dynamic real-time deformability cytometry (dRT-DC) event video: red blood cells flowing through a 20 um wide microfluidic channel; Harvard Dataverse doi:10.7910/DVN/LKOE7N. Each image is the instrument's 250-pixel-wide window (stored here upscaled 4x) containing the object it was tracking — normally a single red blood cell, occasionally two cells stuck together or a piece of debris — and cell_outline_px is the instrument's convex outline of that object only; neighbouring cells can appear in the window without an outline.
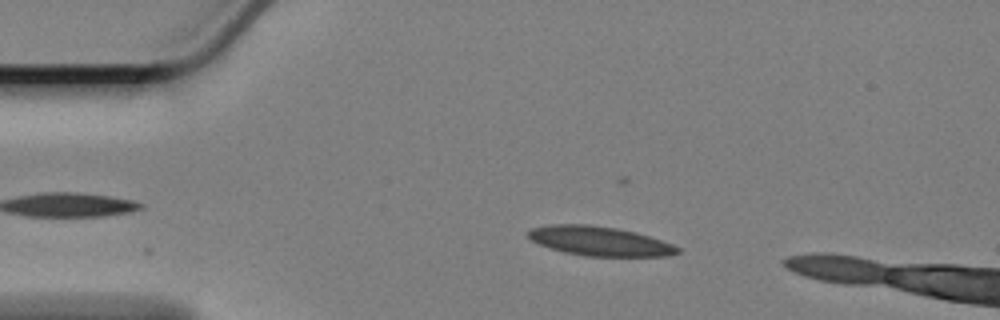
{"species": "Egyptian fruit bat (a non-hibernating species)", "species_latin": "Rousettus aegyptiacus", "temperature_condition": "cold", "stored_images_in_passage": 8, "camera_frame_rate_fps": 3000, "um_per_image_px": 0.085, "animal": {"sex": "female"}, "frame": {"image": 1, "passage_image": 1, "time_ms": 0.0, "image_size_px": [1000, 320], "cell_outline_px": [[680, 252], [664, 256], [588, 256], [564, 252], [540, 244], [532, 240], [528, 236], [528, 232], [532, 228], [552, 224], [588, 224], [616, 228], [636, 232], [672, 244], [680, 248]], "centroid_in_image_um": [50.97, 20.49], "position_along_channel_um": 34.0, "area_um2": 25.2}}
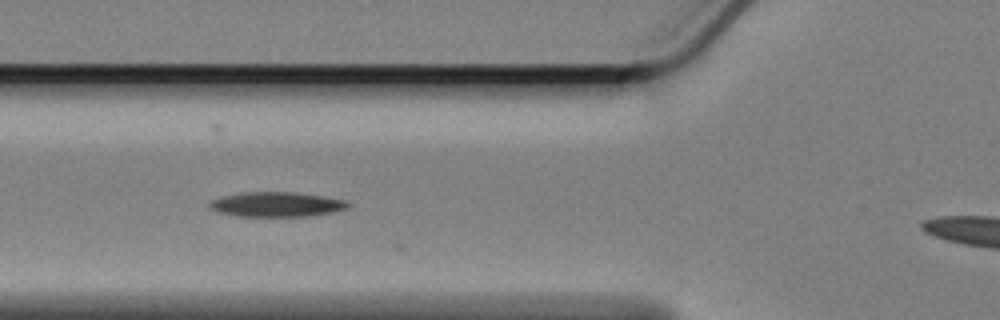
{"frame": {"image": 2, "passage_image": 3, "time_ms": 0.667, "image_size_px": [1000, 320], "cell_outline_px": [[352, 204], [348, 208], [332, 212], [308, 216], [236, 216], [216, 212], [208, 204], [212, 200], [224, 196], [240, 192], [296, 192], [324, 196], [344, 200]], "centroid_in_image_um": [23.52, 17.37], "position_along_channel_um": 102.3, "area_um2": 20.0}}
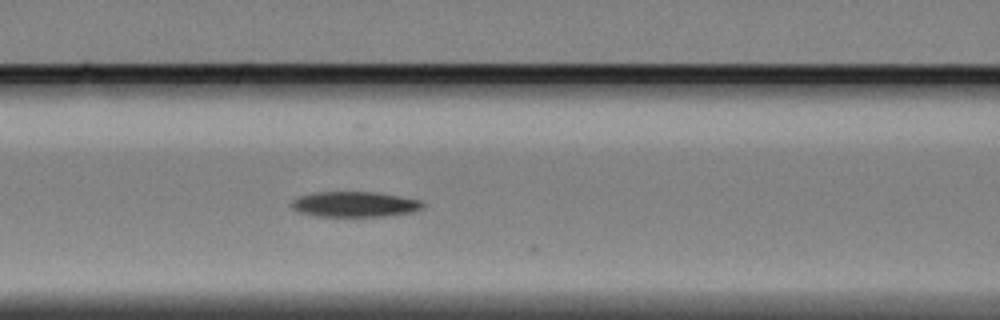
{"frame": {"image": 3, "passage_image": 6, "time_ms": 1.667, "image_size_px": [1000, 320], "cell_outline_px": [[424, 208], [412, 212], [384, 216], [316, 216], [300, 212], [292, 208], [292, 200], [300, 196], [316, 192], [376, 192], [400, 196], [420, 200], [424, 204]], "centroid_in_image_um": [30.17, 17.36], "position_along_channel_um": 136.4, "area_um2": 19.31}}